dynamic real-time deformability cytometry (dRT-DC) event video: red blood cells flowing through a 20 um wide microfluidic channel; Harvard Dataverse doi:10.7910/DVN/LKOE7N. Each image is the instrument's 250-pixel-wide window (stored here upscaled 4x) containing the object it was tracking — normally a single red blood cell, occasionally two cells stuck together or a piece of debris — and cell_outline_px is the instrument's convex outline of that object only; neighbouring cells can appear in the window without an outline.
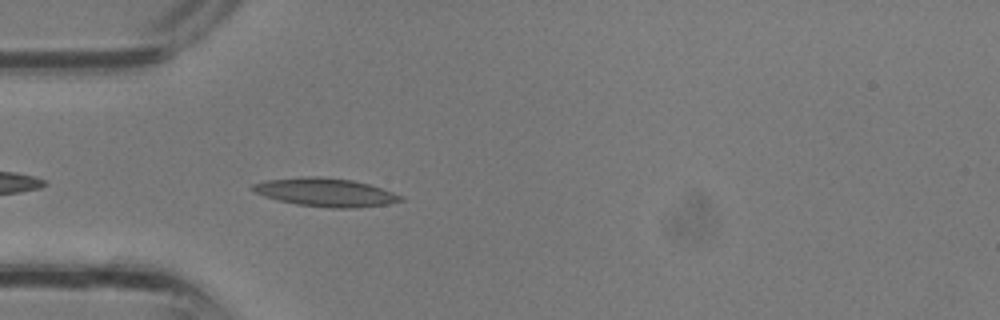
{"species": "common noctule bat (a hibernating species)", "species_latin": "Nyctalus noctula", "temperature_condition": "room temperature", "stored_images_in_passage": 29, "camera_frame_rate_fps": 3000, "um_per_image_px": 0.085, "animal": {"sex": "male", "body_mass_g": 13.3}, "frame": {"image": 1, "passage_image": 5, "time_ms": 1.333, "image_size_px": [1000, 320], "cell_outline_px": [[404, 200], [388, 204], [356, 208], [332, 208], [296, 204], [264, 196], [248, 188], [252, 184], [268, 180], [308, 176], [320, 176], [352, 180], [368, 184], [404, 196]], "centroid_in_image_um": [27.68, 16.35], "position_along_channel_um": 57.3, "area_um2": 24.33}}
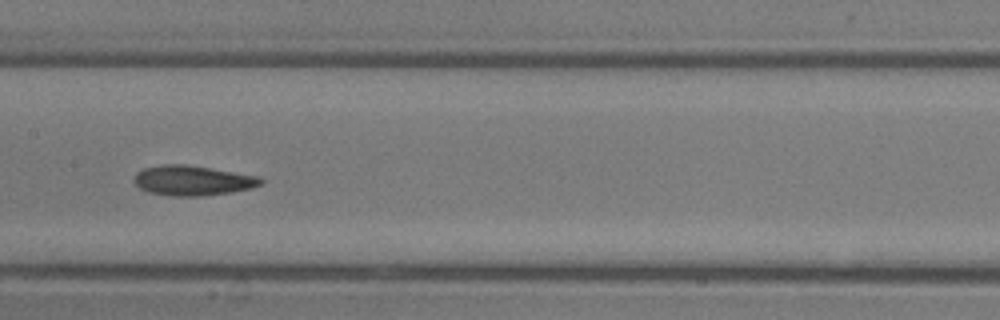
{"frame": {"image": 2, "passage_image": 12, "time_ms": 3.667, "image_size_px": [1000, 320], "cell_outline_px": [[264, 184], [252, 188], [232, 192], [200, 196], [176, 196], [148, 192], [140, 188], [132, 180], [136, 172], [144, 168], [164, 164], [184, 164], [260, 176], [264, 180]], "centroid_in_image_um": [16.39, 15.34], "position_along_channel_um": 191.0, "area_um2": 22.2}}
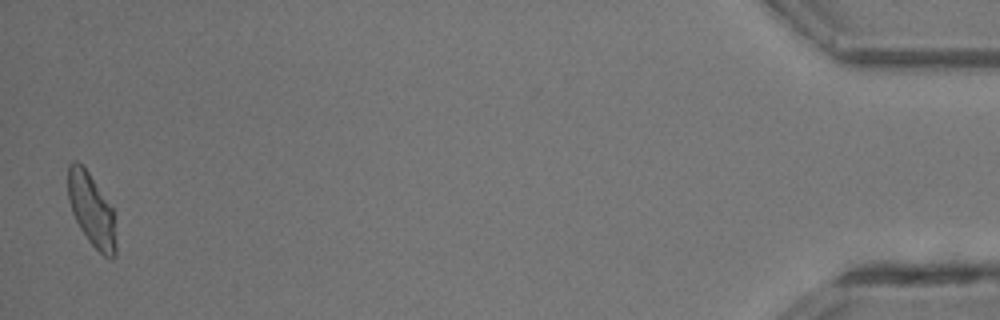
{"frame": {"image": 3, "passage_image": 29, "time_ms": 9.333, "image_size_px": [1000, 320], "cell_outline_px": [[116, 256], [112, 260], [108, 260], [88, 240], [80, 228], [72, 212], [68, 200], [68, 164], [72, 160], [76, 160], [88, 172], [112, 208], [116, 244]], "centroid_in_image_um": [7.77, 17.87], "position_along_channel_um": 427.4, "area_um2": 20.11}}